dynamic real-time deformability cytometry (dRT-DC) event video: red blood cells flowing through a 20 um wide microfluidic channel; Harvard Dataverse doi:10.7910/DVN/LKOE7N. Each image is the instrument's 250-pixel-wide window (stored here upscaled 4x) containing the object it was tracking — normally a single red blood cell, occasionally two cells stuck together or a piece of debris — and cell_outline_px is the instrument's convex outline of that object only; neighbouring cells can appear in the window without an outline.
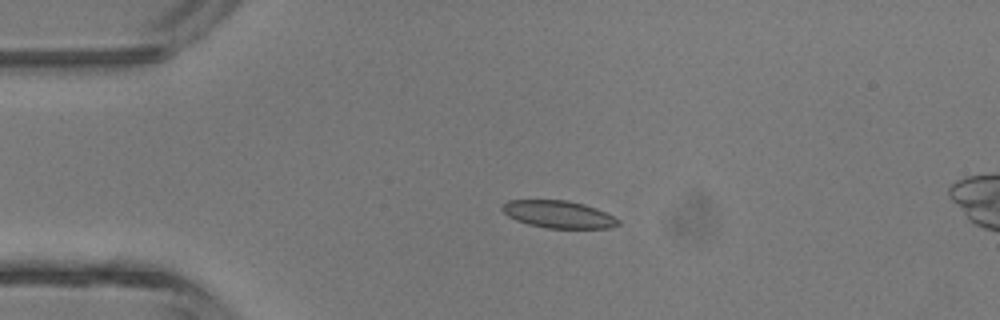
{"species": "common noctule bat (a hibernating species)", "species_latin": "Nyctalus noctula", "temperature_condition": "room temperature", "stored_images_in_passage": 5, "camera_frame_rate_fps": 3000, "um_per_image_px": 0.085, "animal": {"sex": "male", "body_mass_g": 13.3}, "frame": {"image": 1, "passage_image": 4, "time_ms": 3.333, "image_size_px": [1000, 320], "cell_outline_px": [[620, 224], [612, 228], [548, 228], [528, 224], [516, 220], [508, 216], [500, 208], [508, 200], [568, 200], [584, 204], [596, 208], [620, 220]], "centroid_in_image_um": [47.48, 18.22], "position_along_channel_um": 37.5, "area_um2": 18.44}}